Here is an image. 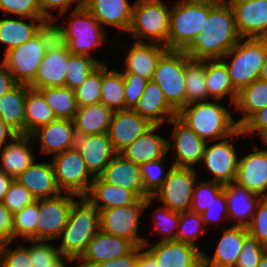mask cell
Listing matches in <instances>:
<instances>
[{
  "label": "cell",
  "instance_id": "6da1fadb",
  "mask_svg": "<svg viewBox=\"0 0 267 267\" xmlns=\"http://www.w3.org/2000/svg\"><path fill=\"white\" fill-rule=\"evenodd\" d=\"M241 39L231 5H217L209 11L203 32L182 51L195 60L222 59Z\"/></svg>",
  "mask_w": 267,
  "mask_h": 267
},
{
  "label": "cell",
  "instance_id": "7a4b0ae2",
  "mask_svg": "<svg viewBox=\"0 0 267 267\" xmlns=\"http://www.w3.org/2000/svg\"><path fill=\"white\" fill-rule=\"evenodd\" d=\"M215 101V102H213ZM185 105L177 116L206 142L244 136L227 108L218 100Z\"/></svg>",
  "mask_w": 267,
  "mask_h": 267
},
{
  "label": "cell",
  "instance_id": "3957f363",
  "mask_svg": "<svg viewBox=\"0 0 267 267\" xmlns=\"http://www.w3.org/2000/svg\"><path fill=\"white\" fill-rule=\"evenodd\" d=\"M99 230V210L86 197H79L70 209L67 224L58 238L61 242L57 248L61 254L79 259Z\"/></svg>",
  "mask_w": 267,
  "mask_h": 267
},
{
  "label": "cell",
  "instance_id": "277c9868",
  "mask_svg": "<svg viewBox=\"0 0 267 267\" xmlns=\"http://www.w3.org/2000/svg\"><path fill=\"white\" fill-rule=\"evenodd\" d=\"M215 5L197 0H178L170 9L167 49L182 51L203 32L209 11Z\"/></svg>",
  "mask_w": 267,
  "mask_h": 267
},
{
  "label": "cell",
  "instance_id": "5b68a950",
  "mask_svg": "<svg viewBox=\"0 0 267 267\" xmlns=\"http://www.w3.org/2000/svg\"><path fill=\"white\" fill-rule=\"evenodd\" d=\"M231 61L227 62L226 58ZM267 59V39L242 38L221 59L229 72L234 88L239 92L258 79Z\"/></svg>",
  "mask_w": 267,
  "mask_h": 267
},
{
  "label": "cell",
  "instance_id": "8992f818",
  "mask_svg": "<svg viewBox=\"0 0 267 267\" xmlns=\"http://www.w3.org/2000/svg\"><path fill=\"white\" fill-rule=\"evenodd\" d=\"M128 34L136 42L158 43L167 48L170 9L162 0L134 1ZM142 38V39H141Z\"/></svg>",
  "mask_w": 267,
  "mask_h": 267
},
{
  "label": "cell",
  "instance_id": "52a82bcc",
  "mask_svg": "<svg viewBox=\"0 0 267 267\" xmlns=\"http://www.w3.org/2000/svg\"><path fill=\"white\" fill-rule=\"evenodd\" d=\"M153 198H138L127 206L99 210L100 230L114 236L126 238L135 246H144L147 238L138 235L141 212L153 202Z\"/></svg>",
  "mask_w": 267,
  "mask_h": 267
},
{
  "label": "cell",
  "instance_id": "ba28073f",
  "mask_svg": "<svg viewBox=\"0 0 267 267\" xmlns=\"http://www.w3.org/2000/svg\"><path fill=\"white\" fill-rule=\"evenodd\" d=\"M152 81L159 86L168 104L178 113L185 106V53L167 50L157 63Z\"/></svg>",
  "mask_w": 267,
  "mask_h": 267
},
{
  "label": "cell",
  "instance_id": "9c48e42d",
  "mask_svg": "<svg viewBox=\"0 0 267 267\" xmlns=\"http://www.w3.org/2000/svg\"><path fill=\"white\" fill-rule=\"evenodd\" d=\"M71 20L64 28L67 34L68 49L72 54L92 57V51L106 41L104 28L98 20L84 7L76 6L70 10Z\"/></svg>",
  "mask_w": 267,
  "mask_h": 267
},
{
  "label": "cell",
  "instance_id": "30bf717a",
  "mask_svg": "<svg viewBox=\"0 0 267 267\" xmlns=\"http://www.w3.org/2000/svg\"><path fill=\"white\" fill-rule=\"evenodd\" d=\"M51 158L56 182L61 192L85 197L95 177L87 169L79 151L74 147Z\"/></svg>",
  "mask_w": 267,
  "mask_h": 267
},
{
  "label": "cell",
  "instance_id": "8fae6325",
  "mask_svg": "<svg viewBox=\"0 0 267 267\" xmlns=\"http://www.w3.org/2000/svg\"><path fill=\"white\" fill-rule=\"evenodd\" d=\"M194 168L172 167L162 187L152 198L162 202L164 207L176 212L190 211L194 185L197 182Z\"/></svg>",
  "mask_w": 267,
  "mask_h": 267
},
{
  "label": "cell",
  "instance_id": "7c38bea8",
  "mask_svg": "<svg viewBox=\"0 0 267 267\" xmlns=\"http://www.w3.org/2000/svg\"><path fill=\"white\" fill-rule=\"evenodd\" d=\"M65 194V195H64ZM77 195L61 193L52 198L39 199V221L36 223V240H58L67 224L70 209Z\"/></svg>",
  "mask_w": 267,
  "mask_h": 267
},
{
  "label": "cell",
  "instance_id": "4fadbf2b",
  "mask_svg": "<svg viewBox=\"0 0 267 267\" xmlns=\"http://www.w3.org/2000/svg\"><path fill=\"white\" fill-rule=\"evenodd\" d=\"M45 53L43 43L36 34L5 53L2 61L18 84L29 85L34 80Z\"/></svg>",
  "mask_w": 267,
  "mask_h": 267
},
{
  "label": "cell",
  "instance_id": "5bb4252c",
  "mask_svg": "<svg viewBox=\"0 0 267 267\" xmlns=\"http://www.w3.org/2000/svg\"><path fill=\"white\" fill-rule=\"evenodd\" d=\"M167 123L174 125L171 139L167 144L168 152L171 149L174 152L173 167L194 169V166L201 162L207 142L201 139L177 115ZM170 140L173 141V144Z\"/></svg>",
  "mask_w": 267,
  "mask_h": 267
},
{
  "label": "cell",
  "instance_id": "9a60e30c",
  "mask_svg": "<svg viewBox=\"0 0 267 267\" xmlns=\"http://www.w3.org/2000/svg\"><path fill=\"white\" fill-rule=\"evenodd\" d=\"M205 146L201 159L203 166L213 176L212 181L222 185L235 182L239 158L233 143L226 137Z\"/></svg>",
  "mask_w": 267,
  "mask_h": 267
},
{
  "label": "cell",
  "instance_id": "2e32d148",
  "mask_svg": "<svg viewBox=\"0 0 267 267\" xmlns=\"http://www.w3.org/2000/svg\"><path fill=\"white\" fill-rule=\"evenodd\" d=\"M230 5L241 38L267 39V0H235Z\"/></svg>",
  "mask_w": 267,
  "mask_h": 267
},
{
  "label": "cell",
  "instance_id": "e0dca14e",
  "mask_svg": "<svg viewBox=\"0 0 267 267\" xmlns=\"http://www.w3.org/2000/svg\"><path fill=\"white\" fill-rule=\"evenodd\" d=\"M151 245L148 241L144 247L154 256L158 267H203V252L199 247L178 240Z\"/></svg>",
  "mask_w": 267,
  "mask_h": 267
},
{
  "label": "cell",
  "instance_id": "ac0fdd59",
  "mask_svg": "<svg viewBox=\"0 0 267 267\" xmlns=\"http://www.w3.org/2000/svg\"><path fill=\"white\" fill-rule=\"evenodd\" d=\"M153 124L134 110L114 111L109 125L108 136L116 153L149 130Z\"/></svg>",
  "mask_w": 267,
  "mask_h": 267
},
{
  "label": "cell",
  "instance_id": "d6986e66",
  "mask_svg": "<svg viewBox=\"0 0 267 267\" xmlns=\"http://www.w3.org/2000/svg\"><path fill=\"white\" fill-rule=\"evenodd\" d=\"M30 136L35 145L38 143L39 150L51 157L74 148L77 137L73 121L68 119H56L37 128Z\"/></svg>",
  "mask_w": 267,
  "mask_h": 267
},
{
  "label": "cell",
  "instance_id": "ffe728a7",
  "mask_svg": "<svg viewBox=\"0 0 267 267\" xmlns=\"http://www.w3.org/2000/svg\"><path fill=\"white\" fill-rule=\"evenodd\" d=\"M255 147V151L245 154L238 161L235 182L247 190L267 198V144Z\"/></svg>",
  "mask_w": 267,
  "mask_h": 267
},
{
  "label": "cell",
  "instance_id": "44dd1931",
  "mask_svg": "<svg viewBox=\"0 0 267 267\" xmlns=\"http://www.w3.org/2000/svg\"><path fill=\"white\" fill-rule=\"evenodd\" d=\"M135 245L126 238L107 234L99 230L88 243L86 251L74 267H92L95 264L110 261L129 253Z\"/></svg>",
  "mask_w": 267,
  "mask_h": 267
},
{
  "label": "cell",
  "instance_id": "7402d4cb",
  "mask_svg": "<svg viewBox=\"0 0 267 267\" xmlns=\"http://www.w3.org/2000/svg\"><path fill=\"white\" fill-rule=\"evenodd\" d=\"M75 148L94 177L99 176L117 154L108 133L76 137Z\"/></svg>",
  "mask_w": 267,
  "mask_h": 267
},
{
  "label": "cell",
  "instance_id": "603a6c76",
  "mask_svg": "<svg viewBox=\"0 0 267 267\" xmlns=\"http://www.w3.org/2000/svg\"><path fill=\"white\" fill-rule=\"evenodd\" d=\"M83 6L102 27L109 26L128 32L132 22L133 6L128 0H83Z\"/></svg>",
  "mask_w": 267,
  "mask_h": 267
},
{
  "label": "cell",
  "instance_id": "cb8c5ba5",
  "mask_svg": "<svg viewBox=\"0 0 267 267\" xmlns=\"http://www.w3.org/2000/svg\"><path fill=\"white\" fill-rule=\"evenodd\" d=\"M99 177L106 183L132 191L138 198H149L144 191L139 165L117 153Z\"/></svg>",
  "mask_w": 267,
  "mask_h": 267
},
{
  "label": "cell",
  "instance_id": "d4e9b609",
  "mask_svg": "<svg viewBox=\"0 0 267 267\" xmlns=\"http://www.w3.org/2000/svg\"><path fill=\"white\" fill-rule=\"evenodd\" d=\"M134 44V45H133ZM125 56V66L121 73H136L148 81L152 80L160 57L168 50L158 43L134 42Z\"/></svg>",
  "mask_w": 267,
  "mask_h": 267
},
{
  "label": "cell",
  "instance_id": "484cf974",
  "mask_svg": "<svg viewBox=\"0 0 267 267\" xmlns=\"http://www.w3.org/2000/svg\"><path fill=\"white\" fill-rule=\"evenodd\" d=\"M34 197L38 199L52 198L60 195L52 162H34L26 168L16 179Z\"/></svg>",
  "mask_w": 267,
  "mask_h": 267
},
{
  "label": "cell",
  "instance_id": "4316f807",
  "mask_svg": "<svg viewBox=\"0 0 267 267\" xmlns=\"http://www.w3.org/2000/svg\"><path fill=\"white\" fill-rule=\"evenodd\" d=\"M247 234L245 226L226 227L217 242L213 258L203 252V267H235Z\"/></svg>",
  "mask_w": 267,
  "mask_h": 267
},
{
  "label": "cell",
  "instance_id": "83f0119b",
  "mask_svg": "<svg viewBox=\"0 0 267 267\" xmlns=\"http://www.w3.org/2000/svg\"><path fill=\"white\" fill-rule=\"evenodd\" d=\"M71 55L69 49L46 52L34 80L28 86L34 90L66 86L65 76L70 73L67 62Z\"/></svg>",
  "mask_w": 267,
  "mask_h": 267
},
{
  "label": "cell",
  "instance_id": "f1b7e54d",
  "mask_svg": "<svg viewBox=\"0 0 267 267\" xmlns=\"http://www.w3.org/2000/svg\"><path fill=\"white\" fill-rule=\"evenodd\" d=\"M161 126L153 125L119 154L136 165L167 157L168 140L155 133Z\"/></svg>",
  "mask_w": 267,
  "mask_h": 267
},
{
  "label": "cell",
  "instance_id": "f546056e",
  "mask_svg": "<svg viewBox=\"0 0 267 267\" xmlns=\"http://www.w3.org/2000/svg\"><path fill=\"white\" fill-rule=\"evenodd\" d=\"M34 145L30 135H17L0 150V169L16 179L36 161L32 153Z\"/></svg>",
  "mask_w": 267,
  "mask_h": 267
},
{
  "label": "cell",
  "instance_id": "4dcf8cb0",
  "mask_svg": "<svg viewBox=\"0 0 267 267\" xmlns=\"http://www.w3.org/2000/svg\"><path fill=\"white\" fill-rule=\"evenodd\" d=\"M223 191L227 201L228 220H233L235 226L247 227L262 197L236 182L225 184Z\"/></svg>",
  "mask_w": 267,
  "mask_h": 267
},
{
  "label": "cell",
  "instance_id": "1f68e13d",
  "mask_svg": "<svg viewBox=\"0 0 267 267\" xmlns=\"http://www.w3.org/2000/svg\"><path fill=\"white\" fill-rule=\"evenodd\" d=\"M133 110L153 125H162L177 115V112L166 101L162 90L152 80L146 84Z\"/></svg>",
  "mask_w": 267,
  "mask_h": 267
},
{
  "label": "cell",
  "instance_id": "d6a6232c",
  "mask_svg": "<svg viewBox=\"0 0 267 267\" xmlns=\"http://www.w3.org/2000/svg\"><path fill=\"white\" fill-rule=\"evenodd\" d=\"M113 111L103 103L78 107L73 118L77 137L108 133Z\"/></svg>",
  "mask_w": 267,
  "mask_h": 267
},
{
  "label": "cell",
  "instance_id": "836d02e7",
  "mask_svg": "<svg viewBox=\"0 0 267 267\" xmlns=\"http://www.w3.org/2000/svg\"><path fill=\"white\" fill-rule=\"evenodd\" d=\"M27 85L17 84L0 97V118L17 135H25Z\"/></svg>",
  "mask_w": 267,
  "mask_h": 267
},
{
  "label": "cell",
  "instance_id": "e575fe53",
  "mask_svg": "<svg viewBox=\"0 0 267 267\" xmlns=\"http://www.w3.org/2000/svg\"><path fill=\"white\" fill-rule=\"evenodd\" d=\"M98 210L134 203L138 197L130 190L94 178L89 193L85 196ZM103 202V203H102Z\"/></svg>",
  "mask_w": 267,
  "mask_h": 267
},
{
  "label": "cell",
  "instance_id": "d590c367",
  "mask_svg": "<svg viewBox=\"0 0 267 267\" xmlns=\"http://www.w3.org/2000/svg\"><path fill=\"white\" fill-rule=\"evenodd\" d=\"M208 97L221 100L229 95V105H235L238 91L232 85L226 64L221 59L206 60Z\"/></svg>",
  "mask_w": 267,
  "mask_h": 267
},
{
  "label": "cell",
  "instance_id": "8d00e7d4",
  "mask_svg": "<svg viewBox=\"0 0 267 267\" xmlns=\"http://www.w3.org/2000/svg\"><path fill=\"white\" fill-rule=\"evenodd\" d=\"M6 16L0 19V43L5 45V53L9 50L22 45L37 34V26L42 20L40 18H32L30 23H26L24 19L12 18Z\"/></svg>",
  "mask_w": 267,
  "mask_h": 267
},
{
  "label": "cell",
  "instance_id": "74e56055",
  "mask_svg": "<svg viewBox=\"0 0 267 267\" xmlns=\"http://www.w3.org/2000/svg\"><path fill=\"white\" fill-rule=\"evenodd\" d=\"M185 105L208 101L206 60L191 59L185 54Z\"/></svg>",
  "mask_w": 267,
  "mask_h": 267
},
{
  "label": "cell",
  "instance_id": "f35d334b",
  "mask_svg": "<svg viewBox=\"0 0 267 267\" xmlns=\"http://www.w3.org/2000/svg\"><path fill=\"white\" fill-rule=\"evenodd\" d=\"M267 106V82L256 79L238 92L235 110L243 116L236 121L240 128L253 114Z\"/></svg>",
  "mask_w": 267,
  "mask_h": 267
},
{
  "label": "cell",
  "instance_id": "ab89813d",
  "mask_svg": "<svg viewBox=\"0 0 267 267\" xmlns=\"http://www.w3.org/2000/svg\"><path fill=\"white\" fill-rule=\"evenodd\" d=\"M56 120L53 110L44 96L27 85L25 101V135H30L37 128Z\"/></svg>",
  "mask_w": 267,
  "mask_h": 267
},
{
  "label": "cell",
  "instance_id": "60d3db41",
  "mask_svg": "<svg viewBox=\"0 0 267 267\" xmlns=\"http://www.w3.org/2000/svg\"><path fill=\"white\" fill-rule=\"evenodd\" d=\"M25 241L31 244L24 247L28 250L32 267H67L66 261L72 264L78 260L74 256L61 254L59 249L49 241L30 239Z\"/></svg>",
  "mask_w": 267,
  "mask_h": 267
},
{
  "label": "cell",
  "instance_id": "b9f144b4",
  "mask_svg": "<svg viewBox=\"0 0 267 267\" xmlns=\"http://www.w3.org/2000/svg\"><path fill=\"white\" fill-rule=\"evenodd\" d=\"M101 103L114 111L125 110V89L122 73L102 64Z\"/></svg>",
  "mask_w": 267,
  "mask_h": 267
},
{
  "label": "cell",
  "instance_id": "7bdbcfd3",
  "mask_svg": "<svg viewBox=\"0 0 267 267\" xmlns=\"http://www.w3.org/2000/svg\"><path fill=\"white\" fill-rule=\"evenodd\" d=\"M53 110L56 119L73 120L78 105L73 90L66 86L38 89Z\"/></svg>",
  "mask_w": 267,
  "mask_h": 267
},
{
  "label": "cell",
  "instance_id": "ee69618b",
  "mask_svg": "<svg viewBox=\"0 0 267 267\" xmlns=\"http://www.w3.org/2000/svg\"><path fill=\"white\" fill-rule=\"evenodd\" d=\"M57 20L58 17L46 18L41 20L37 26V34L43 43L45 52L68 49L65 24H57Z\"/></svg>",
  "mask_w": 267,
  "mask_h": 267
},
{
  "label": "cell",
  "instance_id": "f6af8a7d",
  "mask_svg": "<svg viewBox=\"0 0 267 267\" xmlns=\"http://www.w3.org/2000/svg\"><path fill=\"white\" fill-rule=\"evenodd\" d=\"M67 63L70 73L65 76L66 87L74 91L84 83L93 70L106 62L86 55L72 54Z\"/></svg>",
  "mask_w": 267,
  "mask_h": 267
},
{
  "label": "cell",
  "instance_id": "bcb514c9",
  "mask_svg": "<svg viewBox=\"0 0 267 267\" xmlns=\"http://www.w3.org/2000/svg\"><path fill=\"white\" fill-rule=\"evenodd\" d=\"M39 221V199L13 216L14 241L18 238L36 240V223Z\"/></svg>",
  "mask_w": 267,
  "mask_h": 267
},
{
  "label": "cell",
  "instance_id": "7dc6e473",
  "mask_svg": "<svg viewBox=\"0 0 267 267\" xmlns=\"http://www.w3.org/2000/svg\"><path fill=\"white\" fill-rule=\"evenodd\" d=\"M165 158H159L139 165L144 191L152 197L163 185L170 167L165 171L163 165Z\"/></svg>",
  "mask_w": 267,
  "mask_h": 267
},
{
  "label": "cell",
  "instance_id": "c3c4849f",
  "mask_svg": "<svg viewBox=\"0 0 267 267\" xmlns=\"http://www.w3.org/2000/svg\"><path fill=\"white\" fill-rule=\"evenodd\" d=\"M220 183L213 182L210 178L206 181L199 179L194 185L190 211L202 214L212 203L213 200L223 191Z\"/></svg>",
  "mask_w": 267,
  "mask_h": 267
},
{
  "label": "cell",
  "instance_id": "681fc988",
  "mask_svg": "<svg viewBox=\"0 0 267 267\" xmlns=\"http://www.w3.org/2000/svg\"><path fill=\"white\" fill-rule=\"evenodd\" d=\"M207 228L201 214L192 211L181 212L176 240L198 247L195 240L200 234H204Z\"/></svg>",
  "mask_w": 267,
  "mask_h": 267
},
{
  "label": "cell",
  "instance_id": "f907efd6",
  "mask_svg": "<svg viewBox=\"0 0 267 267\" xmlns=\"http://www.w3.org/2000/svg\"><path fill=\"white\" fill-rule=\"evenodd\" d=\"M102 64L93 70L84 83L74 90L78 107L101 102Z\"/></svg>",
  "mask_w": 267,
  "mask_h": 267
},
{
  "label": "cell",
  "instance_id": "816d5d0a",
  "mask_svg": "<svg viewBox=\"0 0 267 267\" xmlns=\"http://www.w3.org/2000/svg\"><path fill=\"white\" fill-rule=\"evenodd\" d=\"M152 217L154 229L157 233H161L160 237H162L158 242L176 240L180 212L172 211L161 205L153 212Z\"/></svg>",
  "mask_w": 267,
  "mask_h": 267
},
{
  "label": "cell",
  "instance_id": "f5cc1de1",
  "mask_svg": "<svg viewBox=\"0 0 267 267\" xmlns=\"http://www.w3.org/2000/svg\"><path fill=\"white\" fill-rule=\"evenodd\" d=\"M37 199L18 181L14 180L9 187L2 203L13 214L21 212L25 206L33 204Z\"/></svg>",
  "mask_w": 267,
  "mask_h": 267
},
{
  "label": "cell",
  "instance_id": "db71d44e",
  "mask_svg": "<svg viewBox=\"0 0 267 267\" xmlns=\"http://www.w3.org/2000/svg\"><path fill=\"white\" fill-rule=\"evenodd\" d=\"M0 10L9 16L17 15L20 18L46 19L40 10L38 0H0Z\"/></svg>",
  "mask_w": 267,
  "mask_h": 267
},
{
  "label": "cell",
  "instance_id": "11a10c76",
  "mask_svg": "<svg viewBox=\"0 0 267 267\" xmlns=\"http://www.w3.org/2000/svg\"><path fill=\"white\" fill-rule=\"evenodd\" d=\"M267 247L249 233L244 237L242 250L235 267H257Z\"/></svg>",
  "mask_w": 267,
  "mask_h": 267
},
{
  "label": "cell",
  "instance_id": "9f6ffc18",
  "mask_svg": "<svg viewBox=\"0 0 267 267\" xmlns=\"http://www.w3.org/2000/svg\"><path fill=\"white\" fill-rule=\"evenodd\" d=\"M12 242L0 244V267H32L28 250L21 244L11 249Z\"/></svg>",
  "mask_w": 267,
  "mask_h": 267
},
{
  "label": "cell",
  "instance_id": "6f0895ef",
  "mask_svg": "<svg viewBox=\"0 0 267 267\" xmlns=\"http://www.w3.org/2000/svg\"><path fill=\"white\" fill-rule=\"evenodd\" d=\"M122 76L125 89V110H133L142 96L148 80L136 73H122Z\"/></svg>",
  "mask_w": 267,
  "mask_h": 267
},
{
  "label": "cell",
  "instance_id": "680465c9",
  "mask_svg": "<svg viewBox=\"0 0 267 267\" xmlns=\"http://www.w3.org/2000/svg\"><path fill=\"white\" fill-rule=\"evenodd\" d=\"M247 229L250 235L267 247V198H262L258 203Z\"/></svg>",
  "mask_w": 267,
  "mask_h": 267
},
{
  "label": "cell",
  "instance_id": "91938a15",
  "mask_svg": "<svg viewBox=\"0 0 267 267\" xmlns=\"http://www.w3.org/2000/svg\"><path fill=\"white\" fill-rule=\"evenodd\" d=\"M240 128L245 137L257 132L262 142H265L267 140V106L253 114Z\"/></svg>",
  "mask_w": 267,
  "mask_h": 267
},
{
  "label": "cell",
  "instance_id": "94428289",
  "mask_svg": "<svg viewBox=\"0 0 267 267\" xmlns=\"http://www.w3.org/2000/svg\"><path fill=\"white\" fill-rule=\"evenodd\" d=\"M203 223L215 224V222L228 220V207L224 191H222L214 200L213 203L201 214ZM226 217V218H225Z\"/></svg>",
  "mask_w": 267,
  "mask_h": 267
},
{
  "label": "cell",
  "instance_id": "6125c7cd",
  "mask_svg": "<svg viewBox=\"0 0 267 267\" xmlns=\"http://www.w3.org/2000/svg\"><path fill=\"white\" fill-rule=\"evenodd\" d=\"M38 2L42 15L45 18H57V16L54 17L55 14H52V12H50L52 8L58 10L57 14L58 16H60L59 18H61V16L64 17V14L69 11V8L73 7V3H77V8L83 6V0H38Z\"/></svg>",
  "mask_w": 267,
  "mask_h": 267
},
{
  "label": "cell",
  "instance_id": "be15d7a7",
  "mask_svg": "<svg viewBox=\"0 0 267 267\" xmlns=\"http://www.w3.org/2000/svg\"><path fill=\"white\" fill-rule=\"evenodd\" d=\"M14 242L13 214L0 201V244Z\"/></svg>",
  "mask_w": 267,
  "mask_h": 267
},
{
  "label": "cell",
  "instance_id": "e7e4bbea",
  "mask_svg": "<svg viewBox=\"0 0 267 267\" xmlns=\"http://www.w3.org/2000/svg\"><path fill=\"white\" fill-rule=\"evenodd\" d=\"M139 246H135L129 253L110 261L101 262L92 267H136Z\"/></svg>",
  "mask_w": 267,
  "mask_h": 267
},
{
  "label": "cell",
  "instance_id": "03108f58",
  "mask_svg": "<svg viewBox=\"0 0 267 267\" xmlns=\"http://www.w3.org/2000/svg\"><path fill=\"white\" fill-rule=\"evenodd\" d=\"M18 83L13 78L11 72L7 69L5 63H0V97L14 88Z\"/></svg>",
  "mask_w": 267,
  "mask_h": 267
},
{
  "label": "cell",
  "instance_id": "003e7915",
  "mask_svg": "<svg viewBox=\"0 0 267 267\" xmlns=\"http://www.w3.org/2000/svg\"><path fill=\"white\" fill-rule=\"evenodd\" d=\"M136 267H158L156 259L144 246H139Z\"/></svg>",
  "mask_w": 267,
  "mask_h": 267
},
{
  "label": "cell",
  "instance_id": "a7ac6f4b",
  "mask_svg": "<svg viewBox=\"0 0 267 267\" xmlns=\"http://www.w3.org/2000/svg\"><path fill=\"white\" fill-rule=\"evenodd\" d=\"M16 136L17 134L6 126L0 118V150L5 146V143L11 142Z\"/></svg>",
  "mask_w": 267,
  "mask_h": 267
},
{
  "label": "cell",
  "instance_id": "89a4df30",
  "mask_svg": "<svg viewBox=\"0 0 267 267\" xmlns=\"http://www.w3.org/2000/svg\"><path fill=\"white\" fill-rule=\"evenodd\" d=\"M15 179L0 169V201L4 199L10 185Z\"/></svg>",
  "mask_w": 267,
  "mask_h": 267
},
{
  "label": "cell",
  "instance_id": "2644e50d",
  "mask_svg": "<svg viewBox=\"0 0 267 267\" xmlns=\"http://www.w3.org/2000/svg\"><path fill=\"white\" fill-rule=\"evenodd\" d=\"M203 3H209L212 5H229L230 4V0H197Z\"/></svg>",
  "mask_w": 267,
  "mask_h": 267
},
{
  "label": "cell",
  "instance_id": "8c879c8a",
  "mask_svg": "<svg viewBox=\"0 0 267 267\" xmlns=\"http://www.w3.org/2000/svg\"><path fill=\"white\" fill-rule=\"evenodd\" d=\"M258 79L267 82V59L265 61V64L263 65Z\"/></svg>",
  "mask_w": 267,
  "mask_h": 267
},
{
  "label": "cell",
  "instance_id": "753ad0ef",
  "mask_svg": "<svg viewBox=\"0 0 267 267\" xmlns=\"http://www.w3.org/2000/svg\"><path fill=\"white\" fill-rule=\"evenodd\" d=\"M257 267H267V251L261 257L260 262L257 265Z\"/></svg>",
  "mask_w": 267,
  "mask_h": 267
}]
</instances>
